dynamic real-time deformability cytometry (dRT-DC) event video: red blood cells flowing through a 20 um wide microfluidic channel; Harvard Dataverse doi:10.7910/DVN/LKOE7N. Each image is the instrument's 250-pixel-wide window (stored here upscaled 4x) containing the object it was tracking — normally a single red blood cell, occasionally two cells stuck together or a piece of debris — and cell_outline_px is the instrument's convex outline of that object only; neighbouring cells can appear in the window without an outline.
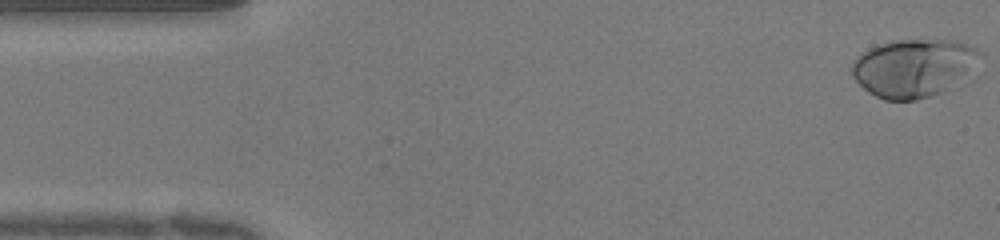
{"species": "human", "species_latin": "Homo sapiens", "temperature_condition": "warm", "stored_images_in_passage": 50, "camera_frame_rate_fps": 3000, "um_per_image_px": 0.085, "donor": {"sex": "female"}, "frame": {"image": 1, "passage_image": 1, "time_ms": 0.0, "image_size_px": [1000, 240], "cell_outline_px": [[984, 52], [964, 72], [940, 92], [916, 100], [884, 100], [868, 92], [852, 76], [852, 60], [856, 56], [868, 48], [892, 40], [960, 40]], "centroid_in_image_um": [77.54, 5.73], "position_along_channel_um": 7.5, "area_um2": 42.31}}
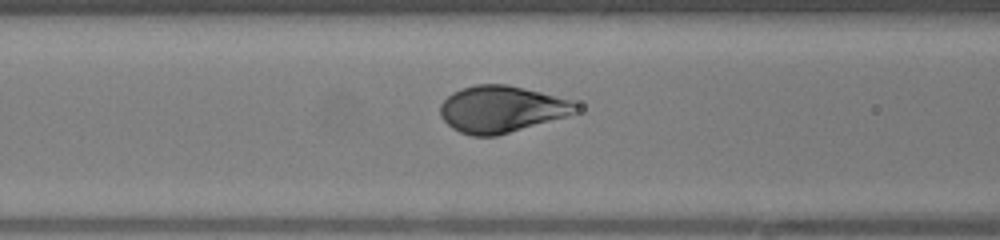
{"frame": {"image": 2, "passage_image": 19, "time_ms": 6.0, "image_size_px": [1000, 240], "cell_outline_px": [[580, 112], [568, 116], [496, 136], [472, 136], [460, 132], [452, 128], [440, 116], [440, 104], [452, 92], [460, 88], [476, 84], [508, 84], [572, 100], [576, 104]], "centroid_in_image_um": [42.62, 9.27], "position_along_channel_um": 124.0, "area_um2": 37.05}}
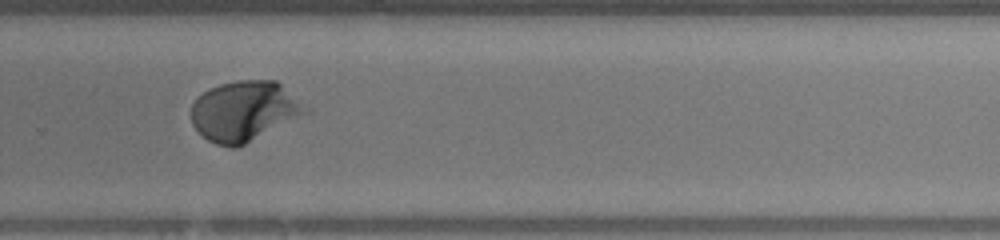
{"frame": {"image": 3, "passage_image": 33, "time_ms": 10.667, "image_size_px": [1000, 240], "cell_outline_px": [[308, 112], [236, 148], [232, 148], [216, 144], [208, 140], [192, 124], [192, 104], [204, 92], [220, 84], [236, 80], [276, 80]], "centroid_in_image_um": [20.69, 9.45], "position_along_channel_um": 309.1, "area_um2": 38.78}, "authors_computed_cell_mechanics": {"area_um2": 38.4948, "velocity_mm_per_s": 3.9885, "shape_relaxation_time_tau1_ms": 2.9229, "shape_relaxation_time_tau2_ms": null, "deformation_change_tau1": 0.2055, "deformation_change_tau2": null}}